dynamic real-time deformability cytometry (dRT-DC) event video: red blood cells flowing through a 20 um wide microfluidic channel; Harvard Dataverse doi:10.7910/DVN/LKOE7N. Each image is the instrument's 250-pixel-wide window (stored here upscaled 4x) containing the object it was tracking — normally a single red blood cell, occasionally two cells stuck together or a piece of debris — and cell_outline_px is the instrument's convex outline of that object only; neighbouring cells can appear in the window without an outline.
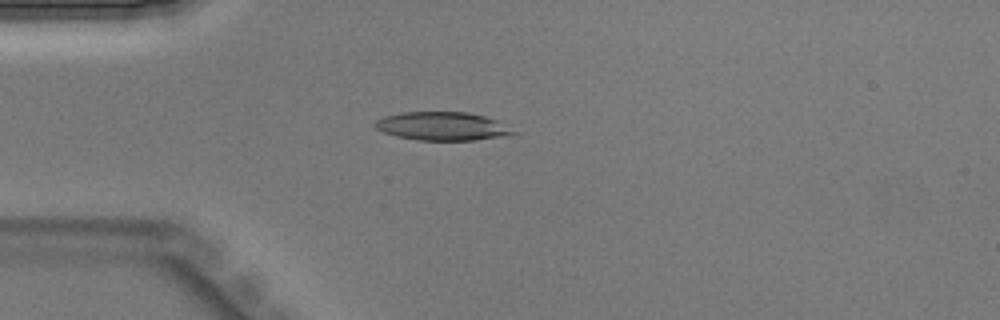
{"species": "Egyptian fruit bat (a non-hibernating species)", "species_latin": "Rousettus aegyptiacus", "temperature_condition": "warm", "stored_images_in_passage": 34, "camera_frame_rate_fps": 3000, "um_per_image_px": 0.085, "animal": {"sex": "male"}, "frame": {"image": 1, "passage_image": 2, "time_ms": 0.333, "image_size_px": [1000, 320], "cell_outline_px": [[516, 132], [508, 136], [476, 140], [416, 140], [396, 136], [384, 132], [376, 128], [372, 124], [376, 120], [384, 116], [404, 112], [468, 112], [484, 116], [496, 120]], "centroid_in_image_um": [37.57, 10.73], "position_along_channel_um": 47.4, "area_um2": 22.83}}
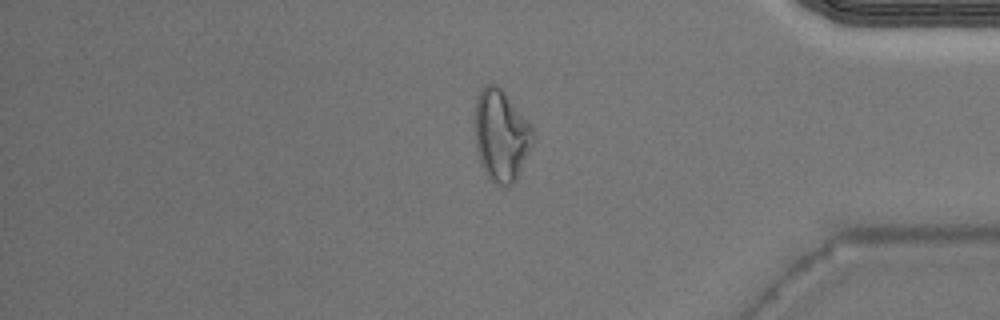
{"frame": {"image": 2, "passage_image": 27, "time_ms": 8.667, "image_size_px": [1000, 320], "cell_outline_px": [[532, 144], [516, 180], [508, 188], [488, 180], [480, 164], [476, 152], [472, 120], [472, 116], [476, 96], [484, 84], [496, 84], [508, 96], [532, 124]], "centroid_in_image_um": [42.52, 11.5], "position_along_channel_um": 392.7, "area_um2": 31.96}}
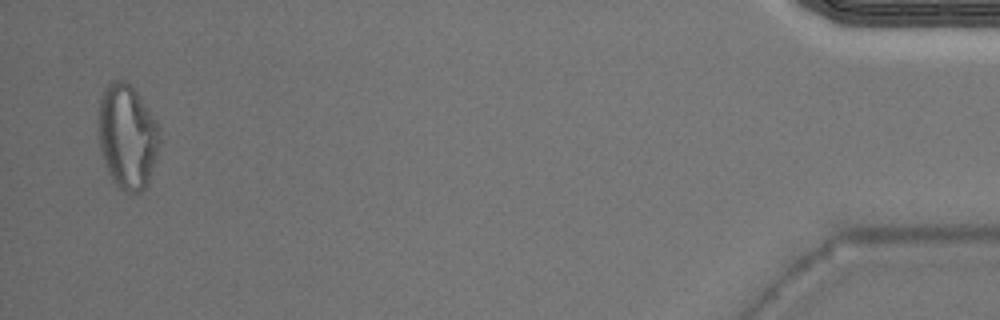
{"frame": {"image": 3, "passage_image": 33, "time_ms": 10.667, "image_size_px": [1000, 320], "cell_outline_px": [[160, 140], [156, 156], [148, 180], [144, 188], [140, 192], [128, 192], [120, 188], [112, 180], [108, 172], [100, 148], [96, 124], [100, 100], [104, 88], [108, 84], [116, 80], [124, 80], [136, 92], [148, 108], [156, 120], [160, 132]], "centroid_in_image_um": [10.79, 11.58], "position_along_channel_um": 424.4, "area_um2": 37.17}}